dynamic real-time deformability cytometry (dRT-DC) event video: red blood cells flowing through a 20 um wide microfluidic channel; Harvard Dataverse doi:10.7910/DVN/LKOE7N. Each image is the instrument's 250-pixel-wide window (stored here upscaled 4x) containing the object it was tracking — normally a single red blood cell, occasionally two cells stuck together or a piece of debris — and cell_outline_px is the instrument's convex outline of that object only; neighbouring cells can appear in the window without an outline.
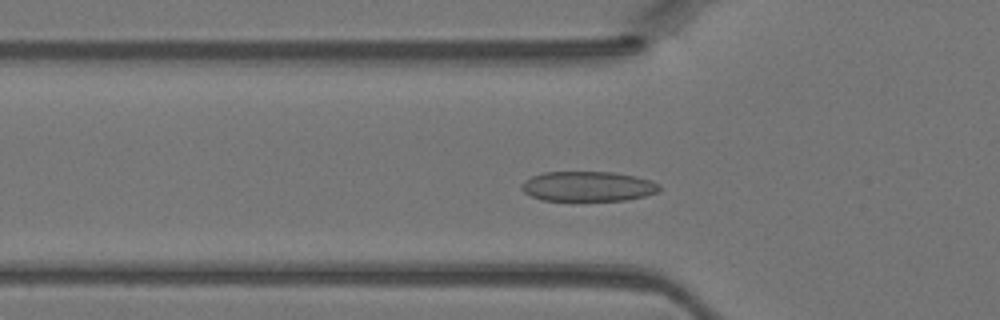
{"species": "Egyptian fruit bat (a non-hibernating species)", "species_latin": "Rousettus aegyptiacus", "temperature_condition": "warm", "stored_images_in_passage": 36, "camera_frame_rate_fps": 3000, "um_per_image_px": 0.085, "animal": {"sex": "female"}, "frame": {"image": 1, "passage_image": 11, "time_ms": 3.333, "image_size_px": [1000, 320], "cell_outline_px": [[660, 188], [656, 192], [644, 196], [624, 200], [544, 200], [532, 196], [524, 192], [520, 188], [520, 184], [524, 180], [532, 176], [544, 172], [612, 172], [636, 176], [652, 180], [660, 184]], "centroid_in_image_um": [49.96, 15.83], "position_along_channel_um": 75.8, "area_um2": 23.99}}
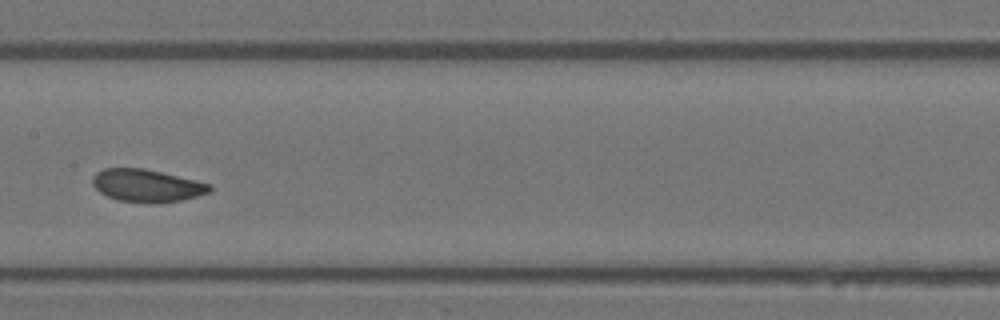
{"frame": {"image": 2, "passage_image": 19, "time_ms": 6.0, "image_size_px": [1000, 320], "cell_outline_px": [[212, 192], [180, 200], [120, 200], [108, 196], [100, 192], [92, 184], [92, 176], [96, 172], [104, 168], [144, 168], [196, 180], [212, 184]], "centroid_in_image_um": [12.48, 15.72], "position_along_channel_um": 194.9, "area_um2": 21.44}}
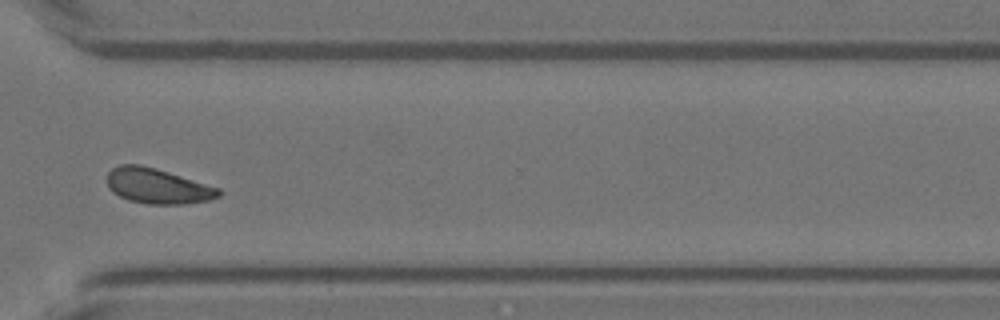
{"frame": {"image": 3, "passage_image": 30, "time_ms": 9.667, "image_size_px": [1000, 320], "cell_outline_px": [[224, 192], [220, 196], [208, 200], [184, 204], [148, 204], [128, 200], [112, 192], [108, 188], [108, 172], [112, 168], [120, 164], [140, 164], [156, 168], [220, 188]], "centroid_in_image_um": [13.4, 15.81], "position_along_channel_um": 357.2, "area_um2": 23.0}}